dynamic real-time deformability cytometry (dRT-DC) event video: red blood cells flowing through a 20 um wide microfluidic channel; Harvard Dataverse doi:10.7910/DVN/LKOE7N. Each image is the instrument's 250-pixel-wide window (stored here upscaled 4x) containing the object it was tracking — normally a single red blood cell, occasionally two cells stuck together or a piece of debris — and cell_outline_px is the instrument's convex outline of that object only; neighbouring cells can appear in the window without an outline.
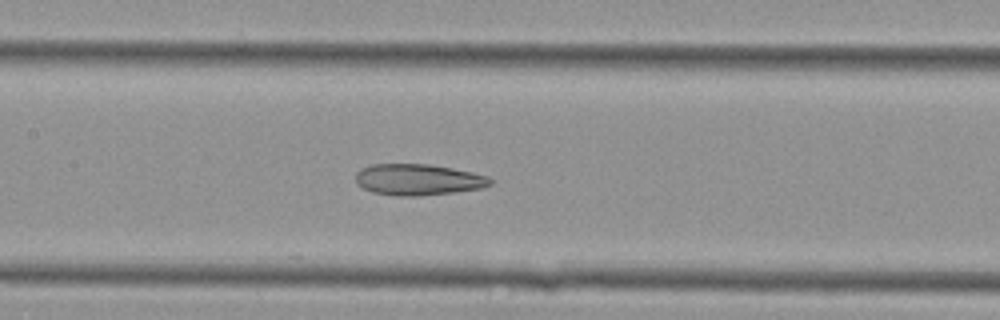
{"species": "Egyptian fruit bat (a non-hibernating species)", "species_latin": "Rousettus aegyptiacus", "temperature_condition": "cold", "stored_images_in_passage": 21, "camera_frame_rate_fps": 3000, "um_per_image_px": 0.085, "animal": {"sex": "female"}, "frame": {"image": 1, "passage_image": 21, "time_ms": 6.667, "image_size_px": [1000, 320], "cell_outline_px": [[492, 184], [480, 188], [456, 192], [416, 196], [396, 196], [372, 192], [356, 184], [356, 172], [360, 168], [372, 164], [428, 164], [452, 168], [488, 176], [492, 180]], "centroid_in_image_um": [35.51, 15.27], "position_along_channel_um": 171.9, "area_um2": 24.51}}